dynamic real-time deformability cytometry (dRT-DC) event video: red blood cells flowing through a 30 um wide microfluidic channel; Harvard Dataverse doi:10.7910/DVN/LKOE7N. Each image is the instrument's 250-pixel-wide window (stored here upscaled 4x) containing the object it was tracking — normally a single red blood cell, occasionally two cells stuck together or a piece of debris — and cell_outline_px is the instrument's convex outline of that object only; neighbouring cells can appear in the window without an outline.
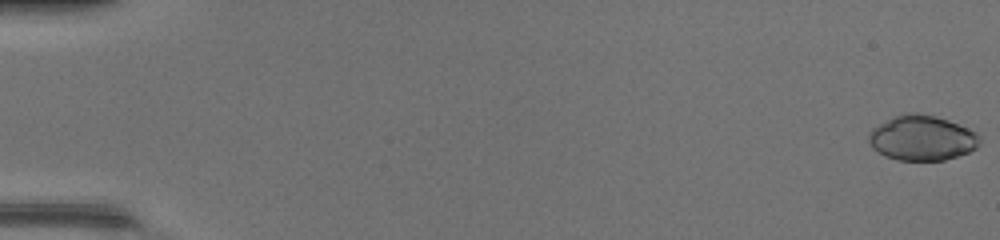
{"species": "common noctule bat (a hibernating species)", "species_latin": "Nyctalus noctula", "temperature_condition": "warm", "stored_images_in_passage": 49, "camera_frame_rate_fps": 3000, "um_per_image_px": 0.085, "animal": {"sex": "female", "body_mass_g": 17.0, "forearm_length_mm": 48.0}, "frame": {"image": 1, "passage_image": 1, "time_ms": 0.0, "image_size_px": [1000, 240], "cell_outline_px": [[980, 144], [976, 148], [968, 152], [944, 160], [896, 160], [884, 156], [872, 148], [868, 140], [868, 132], [872, 128], [904, 112], [916, 112], [936, 116], [948, 120], [968, 128], [976, 132], [980, 136]], "centroid_in_image_um": [78.36, 11.73], "position_along_channel_um": 6.6, "area_um2": 29.25}}
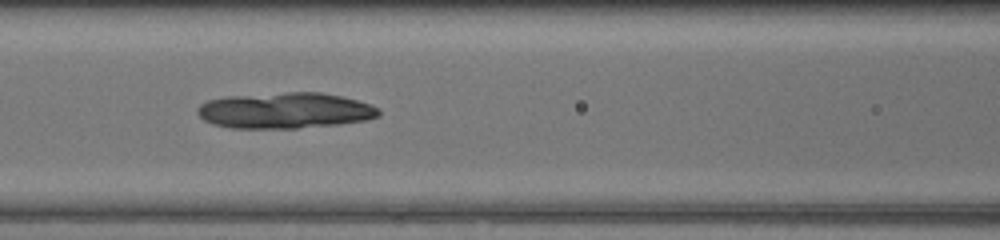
{"frame": {"image": 2, "passage_image": 23, "time_ms": 7.333, "image_size_px": [1000, 240], "cell_outline_px": [[380, 116], [368, 120], [340, 124], [296, 128], [232, 128], [212, 124], [204, 120], [196, 112], [196, 108], [200, 104], [208, 100], [228, 96], [288, 92], [320, 92], [340, 96], [356, 100], [368, 104], [376, 108], [380, 112]], "centroid_in_image_um": [24.2, 9.4], "position_along_channel_um": 142.4, "area_um2": 37.92}}
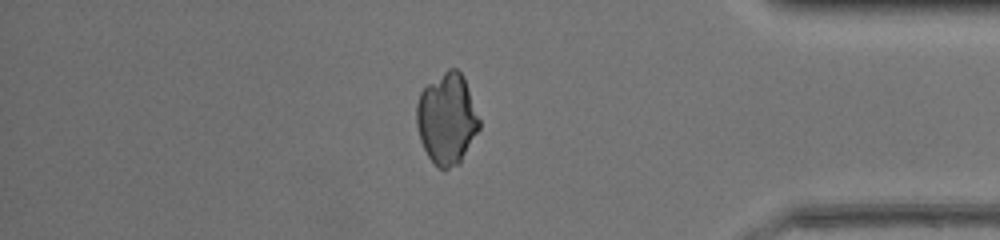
{"frame": {"image": 3, "passage_image": 42, "time_ms": 13.667, "image_size_px": [1000, 240], "cell_outline_px": [[480, 128], [460, 164], [444, 172], [428, 156], [420, 140], [416, 124], [416, 104], [420, 92], [428, 84], [448, 68], [456, 68], [464, 76], [480, 120]], "centroid_in_image_um": [37.99, 10.12], "position_along_channel_um": 397.2, "area_um2": 33.52}}